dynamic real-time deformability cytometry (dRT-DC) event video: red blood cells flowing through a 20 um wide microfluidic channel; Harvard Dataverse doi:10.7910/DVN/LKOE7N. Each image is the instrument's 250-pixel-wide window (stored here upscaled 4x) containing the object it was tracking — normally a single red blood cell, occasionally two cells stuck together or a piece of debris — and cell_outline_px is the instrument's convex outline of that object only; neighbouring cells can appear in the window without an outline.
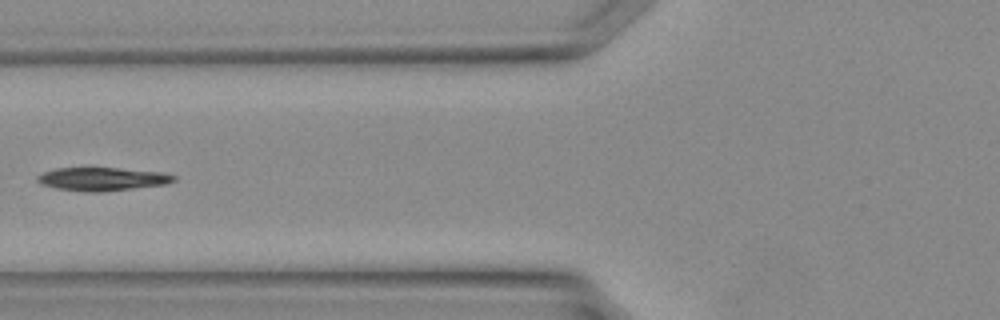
{"species": "Egyptian fruit bat (a non-hibernating species)", "species_latin": "Rousettus aegyptiacus", "temperature_condition": "warm", "stored_images_in_passage": 30, "segment_of_instrument_passage": [2, 2], "camera_frame_rate_fps": 3000, "um_per_image_px": 0.085, "animal": {"sex": "female"}, "frame": {"image": 1, "passage_image": 10, "time_ms": 3.0, "image_size_px": [1000, 320], "cell_outline_px": [[176, 180], [164, 184], [96, 192], [56, 188], [40, 184], [36, 180], [36, 176], [44, 172], [56, 168], [116, 168], [160, 172], [176, 176]], "centroid_in_image_um": [8.64, 15.2], "position_along_channel_um": 117.2, "area_um2": 18.03}}
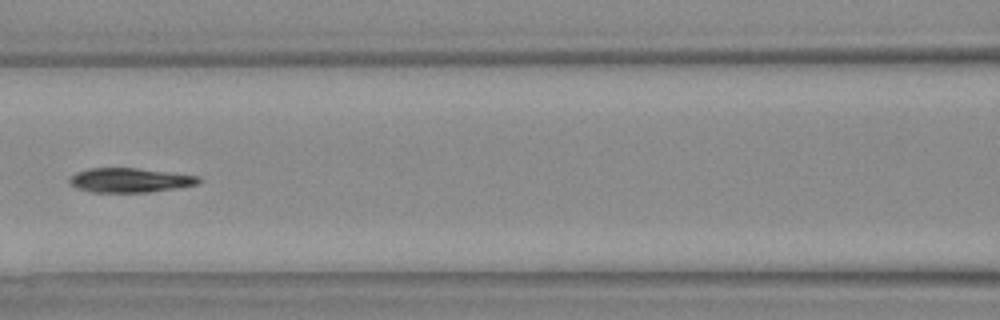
{"frame": {"image": 2, "passage_image": 12, "time_ms": 3.667, "image_size_px": [1000, 320], "cell_outline_px": [[200, 180], [196, 184], [176, 188], [148, 192], [92, 192], [76, 188], [68, 184], [68, 176], [76, 172], [88, 168], [136, 168], [200, 176]], "centroid_in_image_um": [10.95, 15.31], "position_along_channel_um": 155.7, "area_um2": 18.38}}